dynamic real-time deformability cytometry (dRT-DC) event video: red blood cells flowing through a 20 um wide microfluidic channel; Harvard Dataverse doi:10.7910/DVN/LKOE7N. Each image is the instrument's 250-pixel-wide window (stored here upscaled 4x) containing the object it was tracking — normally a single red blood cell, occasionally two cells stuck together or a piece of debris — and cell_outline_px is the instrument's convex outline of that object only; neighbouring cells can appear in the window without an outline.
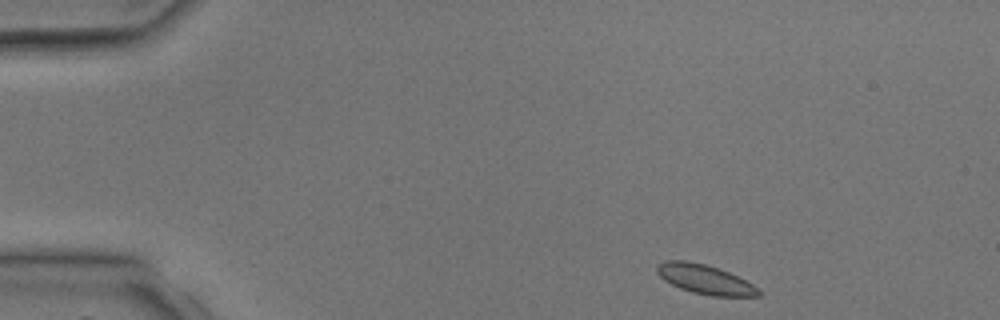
{"species": "common noctule bat (a hibernating species)", "species_latin": "Nyctalus noctula", "temperature_condition": "room temperature", "stored_images_in_passage": 5, "camera_frame_rate_fps": 3000, "um_per_image_px": 0.085, "animal": {"sex": "male", "body_mass_g": 17.9, "forearm_length_mm": 54.2}, "frame": {"image": 1, "passage_image": 5, "time_ms": 4.333, "image_size_px": [1000, 320], "cell_outline_px": [[764, 292], [760, 296], [712, 296], [692, 292], [680, 288], [664, 280], [656, 272], [656, 264], [668, 260], [688, 260], [704, 264], [728, 272], [760, 288]], "centroid_in_image_um": [59.93, 23.75], "position_along_channel_um": 25.1, "area_um2": 17.4}}